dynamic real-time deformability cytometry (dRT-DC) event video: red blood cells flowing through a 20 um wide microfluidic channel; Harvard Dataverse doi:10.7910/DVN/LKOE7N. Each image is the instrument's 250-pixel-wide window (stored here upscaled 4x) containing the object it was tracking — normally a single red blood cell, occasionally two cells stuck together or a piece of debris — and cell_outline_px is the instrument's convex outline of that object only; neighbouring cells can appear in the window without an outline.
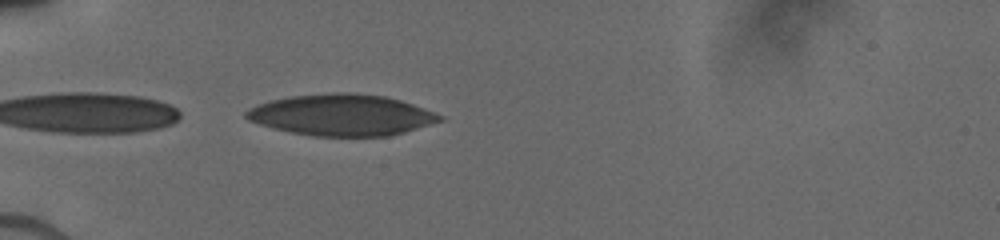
{"species": "human", "species_latin": "Homo sapiens", "temperature_condition": "cold", "stored_images_in_passage": 43, "camera_frame_rate_fps": 3000, "um_per_image_px": 0.085, "donor": {"sex": "male"}, "frame": {"image": 1, "passage_image": 10, "time_ms": 5.667, "image_size_px": [1000, 240], "cell_outline_px": [[444, 120], [404, 132], [388, 136], [312, 136], [272, 128], [248, 120], [244, 116], [244, 112], [248, 108], [272, 100], [288, 96], [332, 92], [356, 92], [384, 96], [400, 100], [424, 108], [444, 116]], "centroid_in_image_um": [29.04, 9.76], "position_along_channel_um": 56.0, "area_um2": 46.7}}
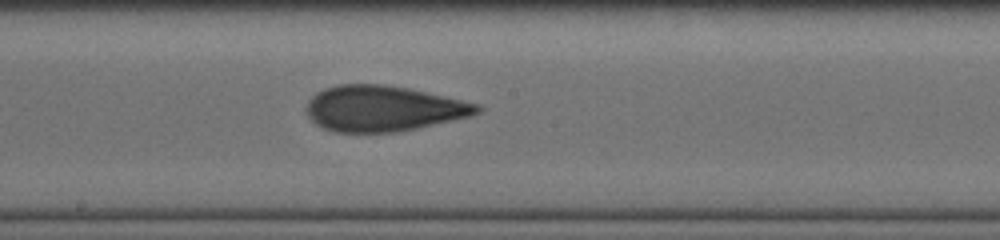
{"frame": {"image": 2, "passage_image": 21, "time_ms": 10.0, "image_size_px": [1000, 240], "cell_outline_px": [[484, 108], [480, 112], [468, 116], [416, 128], [396, 132], [332, 132], [316, 124], [308, 116], [304, 108], [308, 100], [316, 92], [324, 88], [336, 84], [384, 84], [408, 88], [480, 104]], "centroid_in_image_um": [32.52, 9.21], "position_along_channel_um": 215.7, "area_um2": 45.43}}
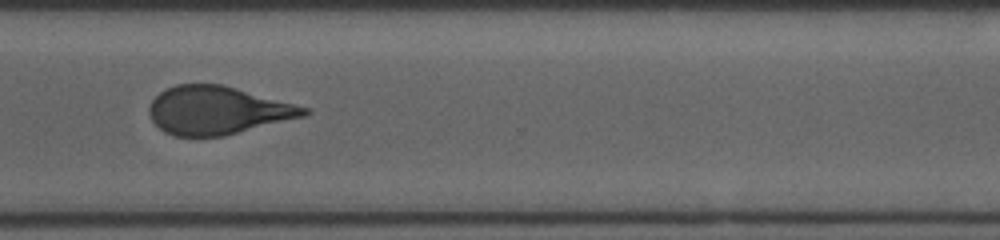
{"frame": {"image": 3, "passage_image": 33, "time_ms": 13.333, "image_size_px": [1000, 240], "cell_outline_px": [[312, 112], [304, 116], [224, 136], [172, 136], [164, 132], [148, 116], [148, 108], [152, 100], [160, 92], [176, 84], [220, 84], [236, 88], [312, 108]], "centroid_in_image_um": [18.49, 9.38], "position_along_channel_um": 352.1, "area_um2": 43.41}}